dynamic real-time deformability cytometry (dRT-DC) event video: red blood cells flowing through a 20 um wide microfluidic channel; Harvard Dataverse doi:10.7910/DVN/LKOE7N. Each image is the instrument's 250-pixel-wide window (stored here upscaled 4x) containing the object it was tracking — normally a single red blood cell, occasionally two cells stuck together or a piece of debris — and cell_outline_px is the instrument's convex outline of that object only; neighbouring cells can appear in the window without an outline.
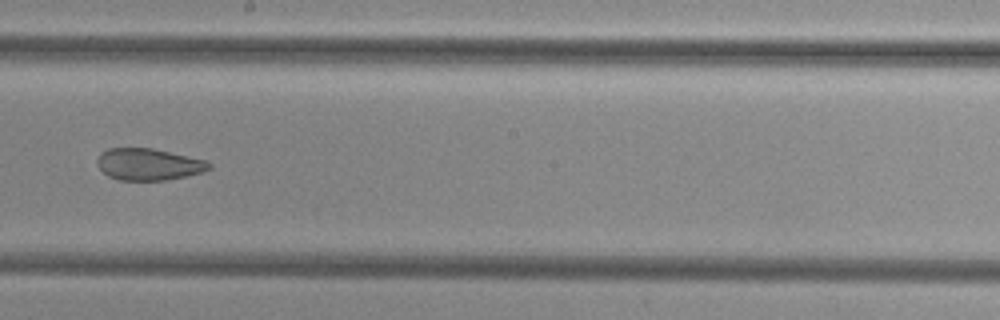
{"species": "common noctule bat (a hibernating species)", "species_latin": "Nyctalus noctula", "temperature_condition": "cold", "stored_images_in_passage": 45, "camera_frame_rate_fps": 3000, "um_per_image_px": 0.085, "animal": {"sex": "female", "body_mass_g": 29.2, "forearm_length_mm": 56.3}, "frame": {"image": 1, "passage_image": 35, "time_ms": 11.333, "image_size_px": [1000, 320], "cell_outline_px": [[212, 168], [204, 172], [188, 176], [164, 180], [120, 180], [108, 176], [96, 164], [96, 160], [100, 152], [108, 148], [152, 148], [208, 160], [212, 164]], "centroid_in_image_um": [12.66, 13.96], "position_along_channel_um": 235.5, "area_um2": 20.98}}